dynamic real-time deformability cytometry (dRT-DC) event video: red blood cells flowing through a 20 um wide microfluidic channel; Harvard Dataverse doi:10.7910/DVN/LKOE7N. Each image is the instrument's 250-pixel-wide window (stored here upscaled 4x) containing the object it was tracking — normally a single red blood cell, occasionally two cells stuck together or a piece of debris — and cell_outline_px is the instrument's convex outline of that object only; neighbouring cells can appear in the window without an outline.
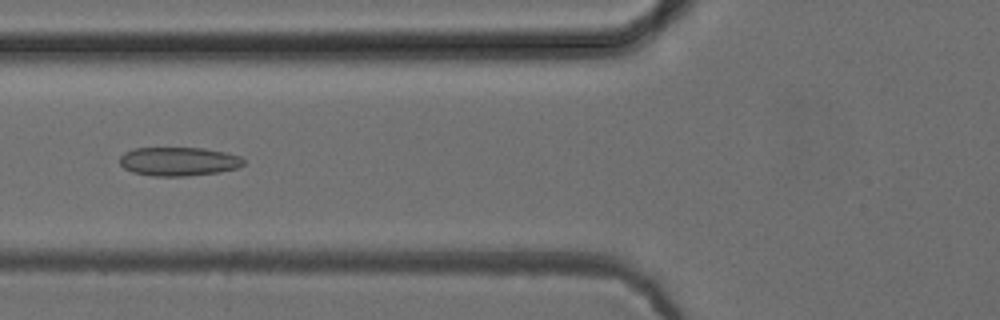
{"species": "common noctule bat (a hibernating species)", "species_latin": "Nyctalus noctula", "temperature_condition": "cold", "stored_images_in_passage": 52, "camera_frame_rate_fps": 3000, "um_per_image_px": 0.085, "animal": {"sex": "female", "body_mass_g": 24.6, "forearm_length_mm": 56.2}, "frame": {"image": 1, "passage_image": 20, "time_ms": 6.333, "image_size_px": [1000, 320], "cell_outline_px": [[244, 164], [240, 168], [220, 172], [188, 176], [152, 176], [132, 172], [124, 168], [120, 164], [120, 156], [124, 152], [136, 148], [204, 148], [224, 152], [240, 156], [244, 160]], "centroid_in_image_um": [15.2, 13.73], "position_along_channel_um": 110.6, "area_um2": 20.92}}
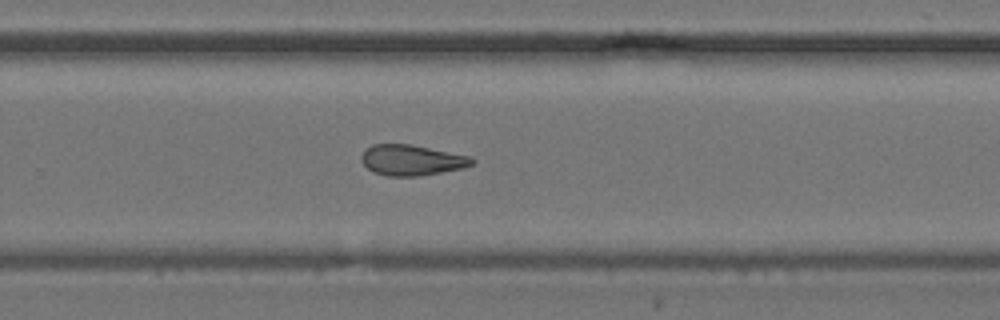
{"frame": {"image": 2, "passage_image": 34, "time_ms": 11.0, "image_size_px": [1000, 320], "cell_outline_px": [[476, 160], [472, 164], [464, 168], [420, 176], [384, 176], [372, 172], [360, 160], [360, 156], [364, 148], [372, 144], [412, 144], [468, 156]], "centroid_in_image_um": [34.94, 13.61], "position_along_channel_um": 294.9, "area_um2": 19.94}}
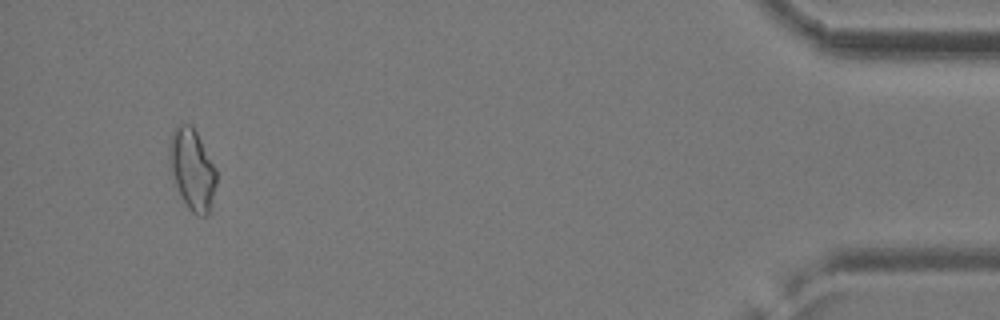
{"frame": {"image": 3, "passage_image": 49, "time_ms": 16.0, "image_size_px": [1000, 320], "cell_outline_px": [[216, 184], [212, 204], [208, 216], [196, 216], [188, 208], [176, 184], [168, 164], [168, 144], [172, 132], [180, 124], [192, 124], [216, 168]], "centroid_in_image_um": [16.33, 14.4], "position_along_channel_um": 418.9, "area_um2": 22.25}, "authors_computed_cell_mechanics": {"area_um2": 20.6924, "velocity_mm_per_s": 3.9579, "shape_relaxation_time_tau1_ms": 7.4156, "shape_relaxation_time_tau2_ms": 2.5972, "deformation_change_tau1": 0.1294, "deformation_change_tau2": 0.0906}}